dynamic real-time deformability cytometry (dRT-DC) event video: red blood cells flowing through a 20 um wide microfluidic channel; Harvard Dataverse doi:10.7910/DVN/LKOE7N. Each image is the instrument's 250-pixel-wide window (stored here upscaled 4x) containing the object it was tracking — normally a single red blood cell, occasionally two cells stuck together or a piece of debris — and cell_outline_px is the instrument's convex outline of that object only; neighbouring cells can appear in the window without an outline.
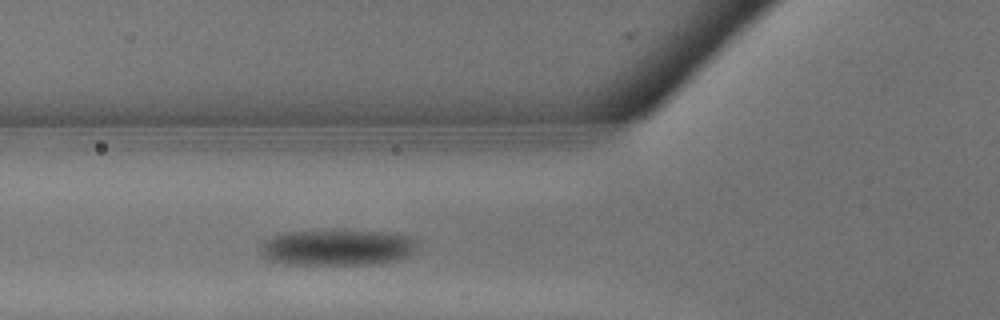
{"species": "common noctule bat (a hibernating species)", "species_latin": "Nyctalus noctula", "temperature_condition": "warm", "stored_images_in_passage": 2, "camera_frame_rate_fps": 3000, "um_per_image_px": 0.085, "animal": {"sex": "male", "body_mass_g": 13.3}, "frame": {"image": 1, "passage_image": 2, "time_ms": 0.333, "image_size_px": [1000, 320], "cell_outline_px": [[420, 244], [408, 256], [396, 260], [368, 264], [288, 264], [268, 260], [260, 256], [260, 248], [264, 240], [272, 236], [288, 232], [336, 228], [344, 228], [388, 232], [412, 236]], "centroid_in_image_um": [28.68, 20.99], "position_along_channel_um": 97.1, "area_um2": 34.04}}